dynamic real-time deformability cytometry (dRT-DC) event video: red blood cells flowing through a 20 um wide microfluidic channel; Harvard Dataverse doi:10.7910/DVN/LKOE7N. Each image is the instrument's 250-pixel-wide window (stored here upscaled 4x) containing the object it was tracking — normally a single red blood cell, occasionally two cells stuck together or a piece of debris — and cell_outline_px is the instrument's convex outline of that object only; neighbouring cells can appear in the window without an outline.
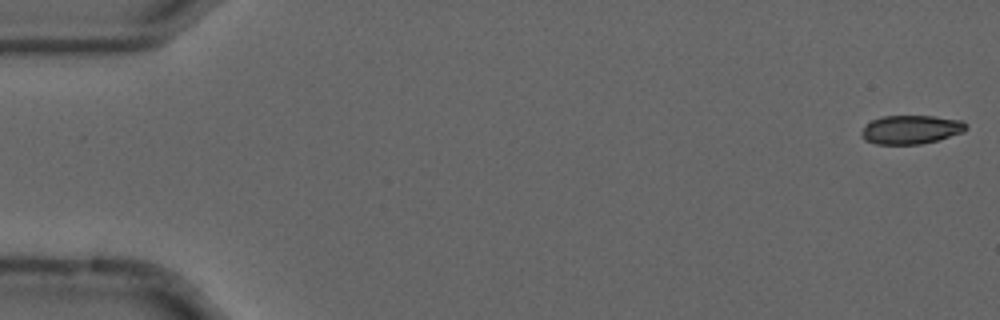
{"species": "common noctule bat (a hibernating species)", "species_latin": "Nyctalus noctula", "temperature_condition": "cold", "stored_images_in_passage": 55, "camera_frame_rate_fps": 3000, "um_per_image_px": 0.085, "animal": {"sex": "male", "forearm_length_mm": 52.5}, "frame": {"image": 1, "passage_image": 1, "time_ms": 0.0, "image_size_px": [1000, 320], "cell_outline_px": [[968, 128], [964, 132], [936, 140], [920, 144], [876, 144], [864, 140], [860, 136], [860, 132], [872, 120], [884, 116], [936, 116], [964, 120], [968, 124]], "centroid_in_image_um": [77.47, 11.01], "position_along_channel_um": 7.5, "area_um2": 17.63}}
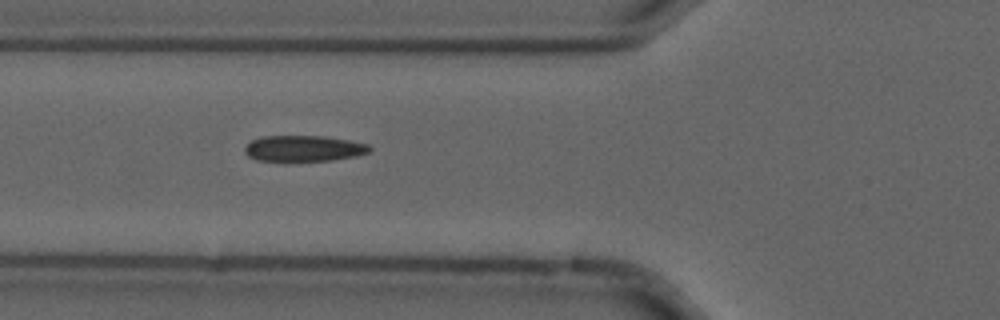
{"frame": {"image": 2, "passage_image": 20, "time_ms": 6.333, "image_size_px": [1000, 320], "cell_outline_px": [[372, 148], [368, 152], [356, 156], [332, 160], [256, 160], [248, 156], [244, 152], [244, 148], [252, 140], [264, 136], [324, 136], [348, 140], [368, 144]], "centroid_in_image_um": [25.82, 12.61], "position_along_channel_um": 100.0, "area_um2": 18.61}}
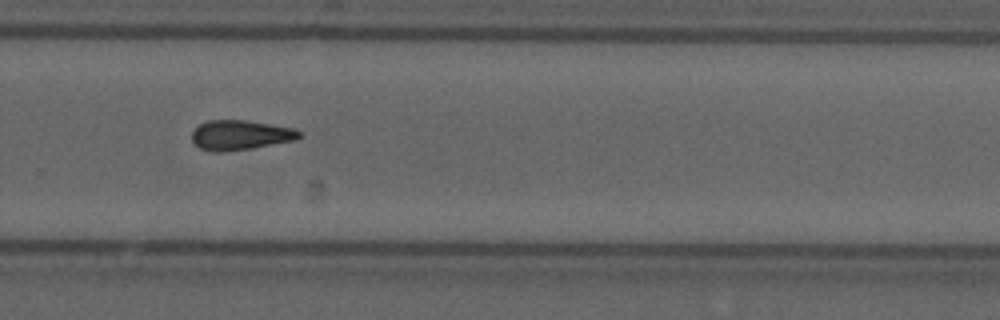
{"frame": {"image": 3, "passage_image": 37, "time_ms": 12.0, "image_size_px": [1000, 320], "cell_outline_px": [[300, 136], [296, 140], [252, 148], [224, 152], [212, 152], [200, 148], [192, 140], [192, 132], [200, 124], [208, 120], [244, 120], [292, 128], [300, 132]], "centroid_in_image_um": [20.39, 11.49], "position_along_channel_um": 309.4, "area_um2": 18.44}, "authors_computed_cell_mechanics": {"area_um2": 18.4382, "velocity_mm_per_s": 3.6987, "shape_relaxation_time_tau1_ms": 9.4174, "shape_relaxation_time_tau2_ms": 7.1975, "deformation_change_tau1": 0.1524, "deformation_change_tau2": 0.1245}}